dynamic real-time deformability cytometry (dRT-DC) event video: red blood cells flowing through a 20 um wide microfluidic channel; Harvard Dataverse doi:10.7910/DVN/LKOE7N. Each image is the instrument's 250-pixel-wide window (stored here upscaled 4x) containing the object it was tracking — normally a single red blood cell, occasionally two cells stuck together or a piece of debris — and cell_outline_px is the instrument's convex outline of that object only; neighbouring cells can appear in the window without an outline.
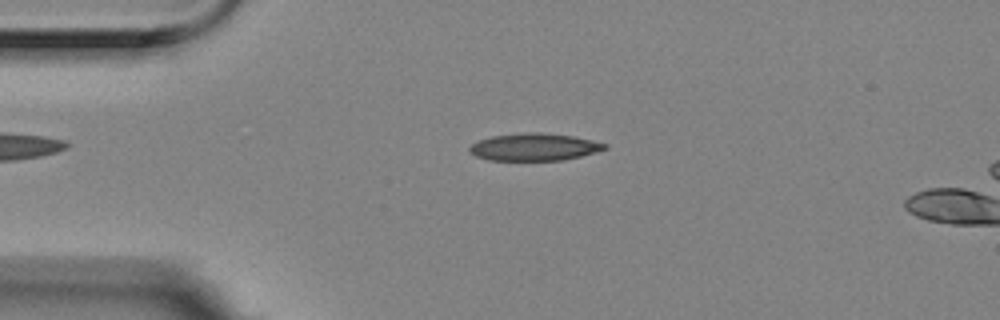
{"species": "Egyptian fruit bat (a non-hibernating species)", "species_latin": "Rousettus aegyptiacus", "temperature_condition": "room temperature", "stored_images_in_passage": 4, "camera_frame_rate_fps": 3000, "um_per_image_px": 0.085, "animal": {"sex": "female"}, "frame": {"image": 1, "passage_image": 3, "time_ms": 0.667, "image_size_px": [1000, 320], "cell_outline_px": [[608, 148], [596, 152], [564, 160], [488, 160], [476, 156], [468, 152], [468, 148], [472, 144], [480, 140], [492, 136], [528, 132], [540, 132], [572, 136], [592, 140], [608, 144]], "centroid_in_image_um": [45.41, 12.5], "position_along_channel_um": 39.6, "area_um2": 21.5}}